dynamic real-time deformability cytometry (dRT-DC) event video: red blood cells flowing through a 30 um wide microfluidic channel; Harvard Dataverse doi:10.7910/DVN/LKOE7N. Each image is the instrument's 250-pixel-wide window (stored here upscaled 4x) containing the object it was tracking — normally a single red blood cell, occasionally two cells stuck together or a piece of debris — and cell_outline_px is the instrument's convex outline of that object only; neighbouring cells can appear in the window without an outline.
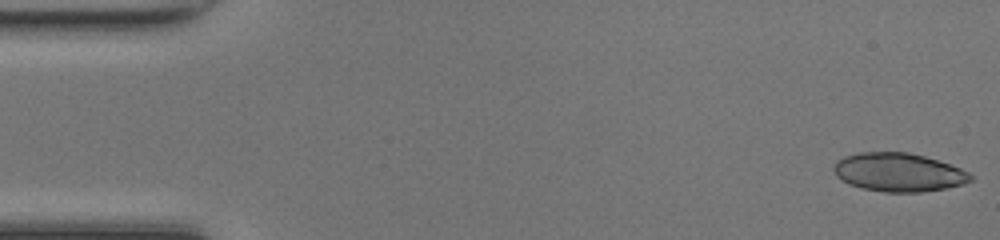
{"species": "common noctule bat (a hibernating species)", "species_latin": "Nyctalus noctula", "temperature_condition": "room temperature", "stored_images_in_passage": 48, "camera_frame_rate_fps": 3000, "um_per_image_px": 0.085, "animal": {"sex": "female", "body_mass_g": 17.0, "forearm_length_mm": 48.0}, "frame": {"image": 1, "passage_image": 1, "time_ms": 0.0, "image_size_px": [1000, 240], "cell_outline_px": [[972, 180], [964, 184], [924, 192], [884, 192], [864, 188], [848, 184], [840, 180], [836, 176], [832, 168], [836, 160], [844, 156], [860, 152], [908, 152], [924, 156], [960, 168], [968, 172], [972, 176]], "centroid_in_image_um": [76.33, 14.64], "position_along_channel_um": 8.7, "area_um2": 30.75}}